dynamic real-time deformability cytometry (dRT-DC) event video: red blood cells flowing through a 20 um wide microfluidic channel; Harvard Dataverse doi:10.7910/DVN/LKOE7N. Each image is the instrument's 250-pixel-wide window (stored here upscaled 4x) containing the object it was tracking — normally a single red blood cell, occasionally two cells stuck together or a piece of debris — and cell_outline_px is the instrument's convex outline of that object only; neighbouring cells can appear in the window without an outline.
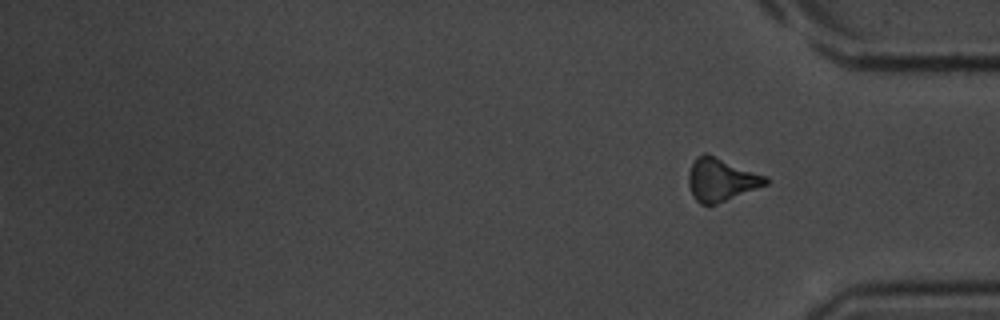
{"species": "common noctule bat (a hibernating species)", "species_latin": "Nyctalus noctula", "temperature_condition": "room temperature", "stored_images_in_passage": 33, "segment_of_instrument_passage": [2, 2], "camera_frame_rate_fps": 3000, "um_per_image_px": 0.085, "animal": {"sex": "male", "body_mass_g": 20.1, "forearm_length_mm": 53.5}, "frame": {"image": 1, "passage_image": 33, "time_ms": 10.667, "image_size_px": [1000, 320], "cell_outline_px": [[768, 184], [716, 204], [700, 204], [692, 196], [688, 184], [688, 172], [696, 156], [704, 152], [708, 152], [768, 176]], "centroid_in_image_um": [61.29, 15.23], "position_along_channel_um": 373.9, "area_um2": 19.65}}